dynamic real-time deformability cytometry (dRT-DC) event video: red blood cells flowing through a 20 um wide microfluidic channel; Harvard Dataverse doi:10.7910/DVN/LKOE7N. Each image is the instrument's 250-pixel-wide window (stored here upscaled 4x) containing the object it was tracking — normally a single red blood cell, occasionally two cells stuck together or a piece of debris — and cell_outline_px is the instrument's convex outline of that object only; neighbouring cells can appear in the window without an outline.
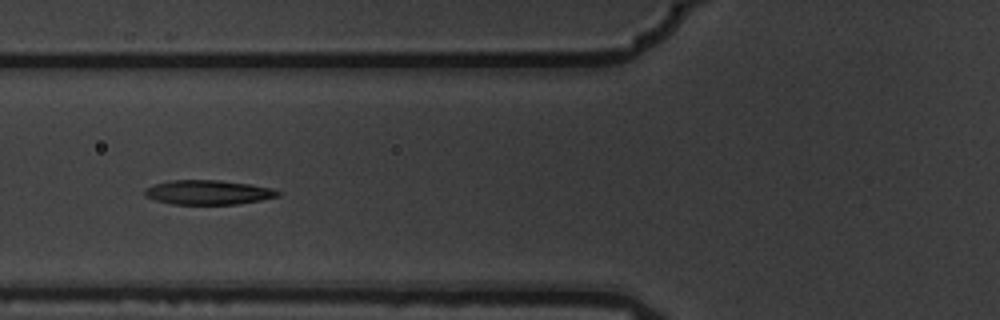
{"species": "common noctule bat (a hibernating species)", "species_latin": "Nyctalus noctula", "temperature_condition": "warm", "stored_images_in_passage": 10, "camera_frame_rate_fps": 3000, "um_per_image_px": 0.085, "animal": {"sex": "male", "body_mass_g": 19.5, "forearm_length_mm": 54.6}, "frame": {"image": 1, "passage_image": 6, "time_ms": 1.667, "image_size_px": [1000, 320], "cell_outline_px": [[280, 196], [240, 204], [172, 204], [156, 200], [144, 196], [144, 192], [148, 188], [156, 184], [168, 180], [220, 180], [248, 184], [272, 188], [280, 192]], "centroid_in_image_um": [17.71, 16.35], "position_along_channel_um": 108.1, "area_um2": 18.84}}
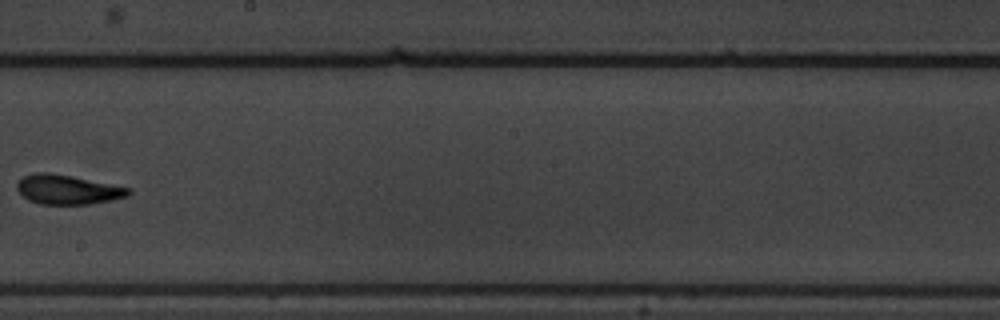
{"frame": {"image": 2, "passage_image": 9, "time_ms": 2.667, "image_size_px": [1000, 320], "cell_outline_px": [[132, 192], [128, 196], [112, 200], [88, 204], [40, 204], [28, 200], [16, 188], [16, 184], [24, 176], [36, 172], [48, 172], [72, 176], [132, 188]], "centroid_in_image_um": [5.77, 16.11], "position_along_channel_um": 242.4, "area_um2": 19.13}}
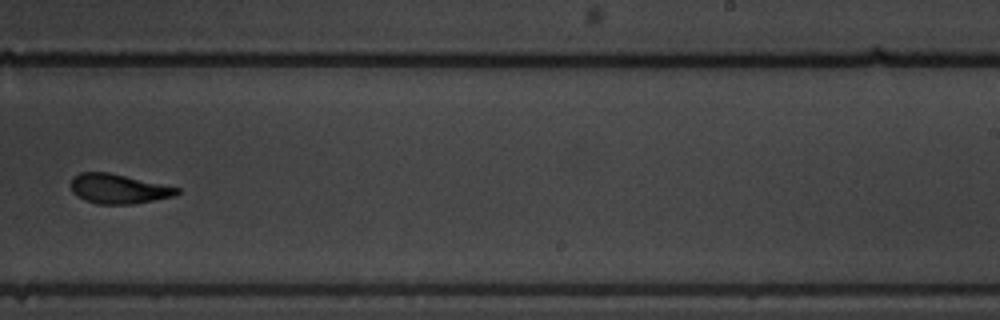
{"frame": {"image": 3, "passage_image": 10, "time_ms": 3.0, "image_size_px": [1000, 320], "cell_outline_px": [[180, 192], [172, 196], [156, 200], [132, 204], [96, 204], [84, 200], [76, 196], [72, 192], [72, 176], [80, 172], [108, 172], [180, 188]], "centroid_in_image_um": [10.04, 16.05], "position_along_channel_um": 279.0, "area_um2": 18.26}}